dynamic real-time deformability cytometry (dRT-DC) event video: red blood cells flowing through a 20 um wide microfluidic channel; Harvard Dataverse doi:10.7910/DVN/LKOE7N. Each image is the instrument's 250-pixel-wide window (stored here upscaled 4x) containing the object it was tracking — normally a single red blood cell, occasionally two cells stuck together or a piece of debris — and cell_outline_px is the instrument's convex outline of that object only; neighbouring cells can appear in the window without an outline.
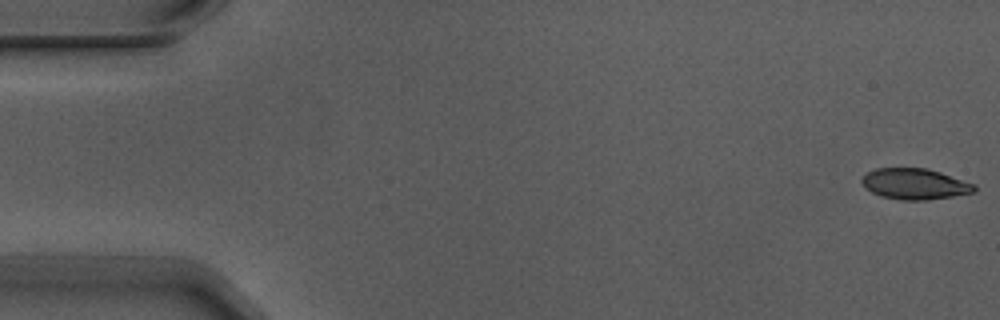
{"species": "Egyptian fruit bat (a non-hibernating species)", "species_latin": "Rousettus aegyptiacus", "temperature_condition": "warm", "stored_images_in_passage": 7, "camera_frame_rate_fps": 3000, "um_per_image_px": 0.085, "animal": {"sex": "male"}, "frame": {"image": 1, "passage_image": 1, "time_ms": 0.0, "image_size_px": [1000, 320], "cell_outline_px": [[976, 192], [928, 200], [900, 200], [880, 196], [864, 188], [860, 180], [868, 172], [876, 168], [924, 168], [940, 172], [976, 184]], "centroid_in_image_um": [77.75, 15.64], "position_along_channel_um": 7.2, "area_um2": 20.35}}
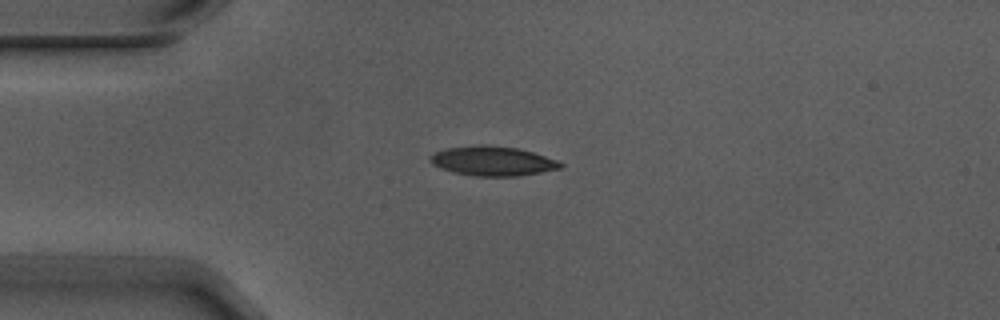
{"frame": {"image": 2, "passage_image": 4, "time_ms": 1.0, "image_size_px": [1000, 320], "cell_outline_px": [[564, 164], [560, 168], [540, 172], [516, 176], [476, 176], [452, 172], [440, 168], [432, 164], [428, 160], [428, 156], [436, 152], [448, 148], [484, 144], [516, 148], [532, 152], [556, 160]], "centroid_in_image_um": [41.82, 13.69], "position_along_channel_um": 43.2, "area_um2": 22.2}}
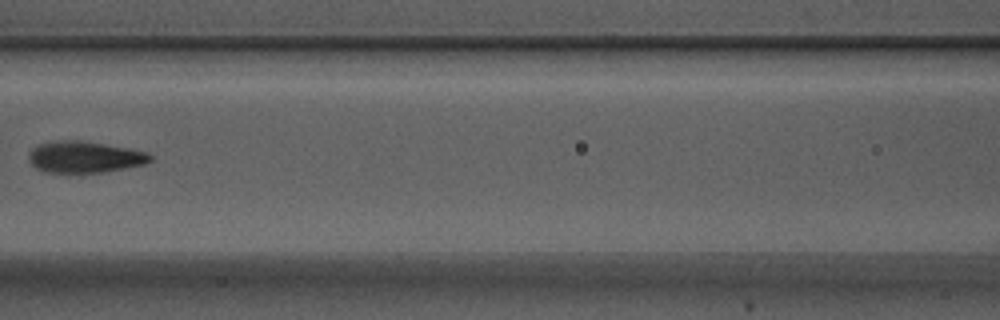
{"frame": {"image": 3, "passage_image": 7, "time_ms": 2.0, "image_size_px": [1000, 320], "cell_outline_px": [[152, 160], [144, 164], [104, 172], [44, 172], [36, 168], [32, 164], [28, 156], [32, 148], [40, 144], [64, 140], [76, 140], [104, 144], [128, 148], [148, 152], [152, 156]], "centroid_in_image_um": [7.21, 13.35], "position_along_channel_um": 159.4, "area_um2": 21.96}}